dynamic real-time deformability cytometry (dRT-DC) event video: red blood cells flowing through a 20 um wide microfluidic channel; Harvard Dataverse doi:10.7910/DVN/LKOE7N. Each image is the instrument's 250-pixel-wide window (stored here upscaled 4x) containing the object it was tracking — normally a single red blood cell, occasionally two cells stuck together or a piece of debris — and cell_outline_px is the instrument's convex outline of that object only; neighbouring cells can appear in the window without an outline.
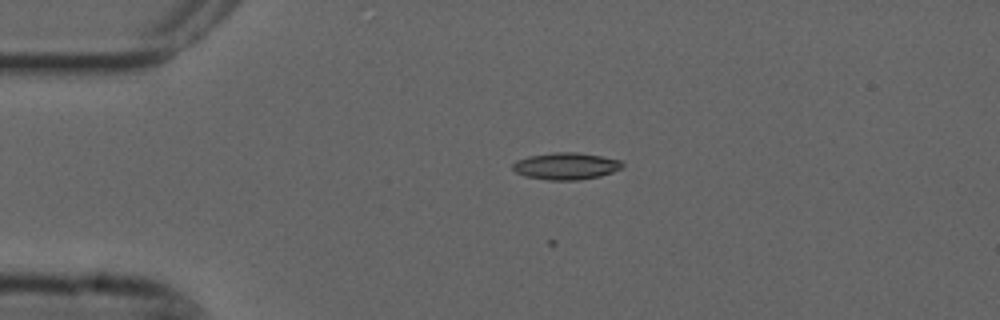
{"species": "common noctule bat (a hibernating species)", "species_latin": "Nyctalus noctula", "temperature_condition": "cold", "stored_images_in_passage": 44, "camera_frame_rate_fps": 3000, "um_per_image_px": 0.085, "animal": {"sex": "male", "forearm_length_mm": 52.5}, "frame": {"image": 1, "passage_image": 1, "time_ms": 0.0, "image_size_px": [1000, 320], "cell_outline_px": [[624, 168], [600, 176], [580, 180], [548, 180], [524, 176], [516, 172], [512, 168], [512, 164], [516, 160], [528, 156], [552, 152], [576, 152], [600, 156], [620, 160], [624, 164]], "centroid_in_image_um": [48.1, 14.12], "position_along_channel_um": 36.9, "area_um2": 17.34}}
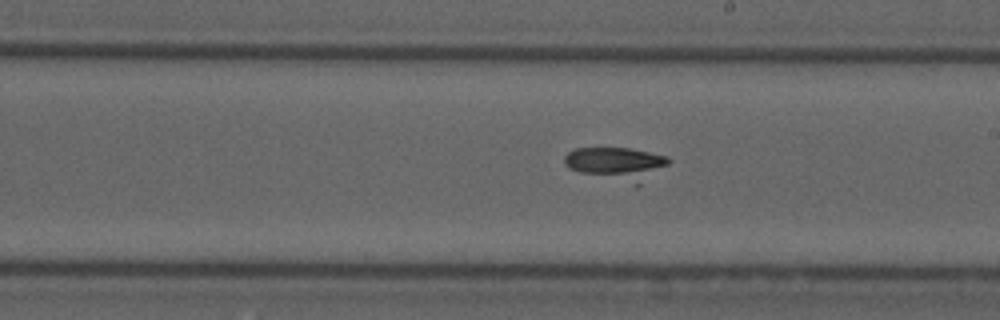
{"frame": {"image": 2, "passage_image": 20, "time_ms": 6.333, "image_size_px": [1000, 320], "cell_outline_px": [[672, 160], [668, 164], [636, 188], [580, 172], [568, 168], [564, 164], [564, 156], [568, 152], [576, 148], [628, 148], [668, 156]], "centroid_in_image_um": [52.42, 13.95], "position_along_channel_um": 236.6, "area_um2": 20.52}}
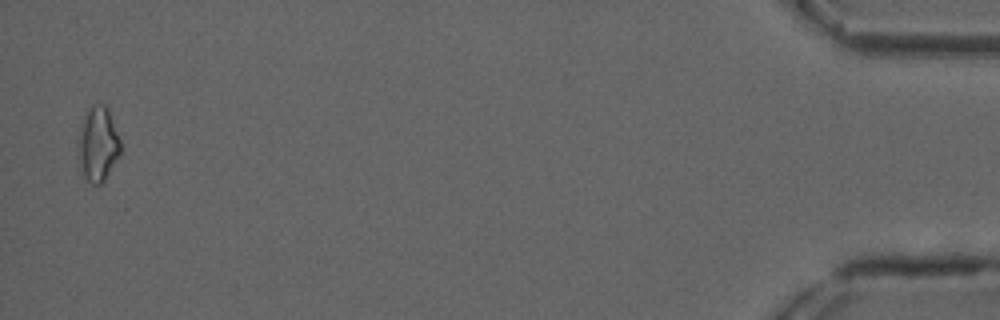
{"frame": {"image": 3, "passage_image": 43, "time_ms": 14.0, "image_size_px": [1000, 320], "cell_outline_px": [[120, 156], [104, 184], [92, 184], [84, 176], [76, 148], [76, 136], [84, 116], [96, 104], [104, 104], [108, 108], [120, 140]], "centroid_in_image_um": [8.32, 12.29], "position_along_channel_um": 426.9, "area_um2": 18.73}}